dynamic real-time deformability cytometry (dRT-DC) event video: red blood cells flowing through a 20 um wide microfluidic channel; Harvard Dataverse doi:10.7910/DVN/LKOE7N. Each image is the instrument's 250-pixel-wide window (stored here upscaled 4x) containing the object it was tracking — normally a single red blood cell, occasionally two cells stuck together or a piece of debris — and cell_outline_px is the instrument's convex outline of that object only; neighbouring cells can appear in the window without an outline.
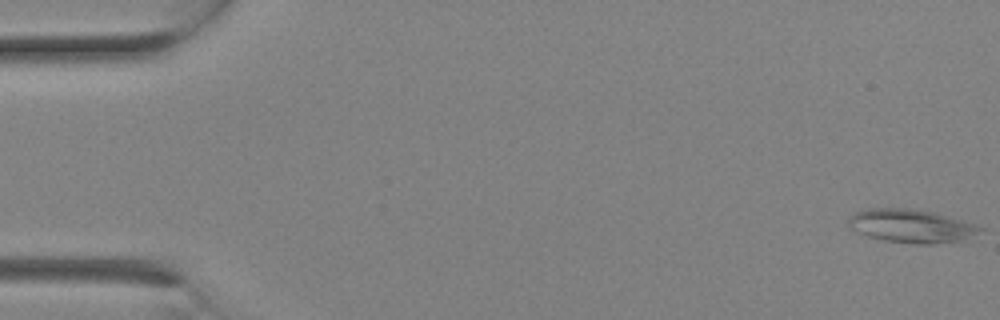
{"species": "Egyptian fruit bat (a non-hibernating species)", "species_latin": "Rousettus aegyptiacus", "temperature_condition": "room temperature", "stored_images_in_passage": 3, "camera_frame_rate_fps": 3000, "um_per_image_px": 0.085, "animal": {"sex": "female"}, "frame": {"image": 1, "passage_image": 1, "time_ms": 0.0, "image_size_px": [1000, 320], "cell_outline_px": [[984, 228], [964, 240], [932, 244], [916, 244], [884, 240], [868, 236], [852, 228], [848, 224], [848, 220], [856, 212], [868, 208], [908, 208], [932, 212], [948, 216], [976, 224]], "centroid_in_image_um": [77.47, 19.21], "position_along_channel_um": 7.5, "area_um2": 25.26}}